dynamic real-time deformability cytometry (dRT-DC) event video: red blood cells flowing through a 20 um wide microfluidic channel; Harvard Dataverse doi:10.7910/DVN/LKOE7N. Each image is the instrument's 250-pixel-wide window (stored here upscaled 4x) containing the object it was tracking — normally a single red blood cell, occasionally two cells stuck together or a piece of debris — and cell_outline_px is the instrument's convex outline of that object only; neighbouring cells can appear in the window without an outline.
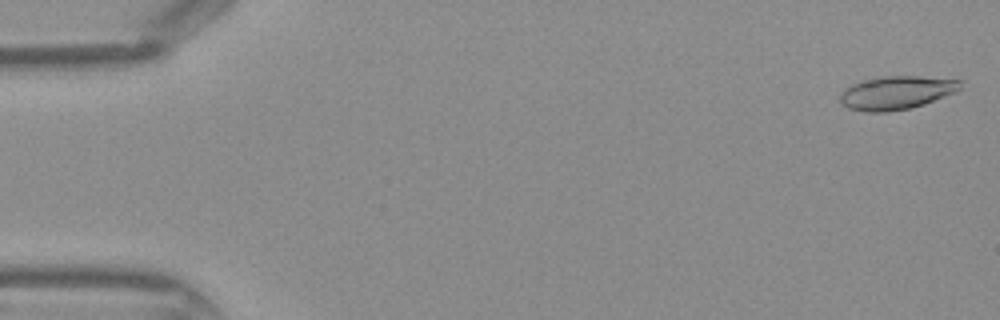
{"species": "Egyptian fruit bat (a non-hibernating species)", "species_latin": "Rousettus aegyptiacus", "temperature_condition": "warm", "stored_images_in_passage": 43, "camera_frame_rate_fps": 3000, "um_per_image_px": 0.085, "frame": {"image": 1, "passage_image": 1, "time_ms": 0.0, "image_size_px": [1000, 320], "cell_outline_px": [[964, 80], [960, 88], [956, 92], [924, 104], [912, 108], [888, 112], [864, 112], [848, 108], [840, 104], [840, 96], [844, 88], [860, 80], [884, 76], [920, 76]], "centroid_in_image_um": [76.19, 7.88], "position_along_channel_um": 8.8, "area_um2": 23.76}}
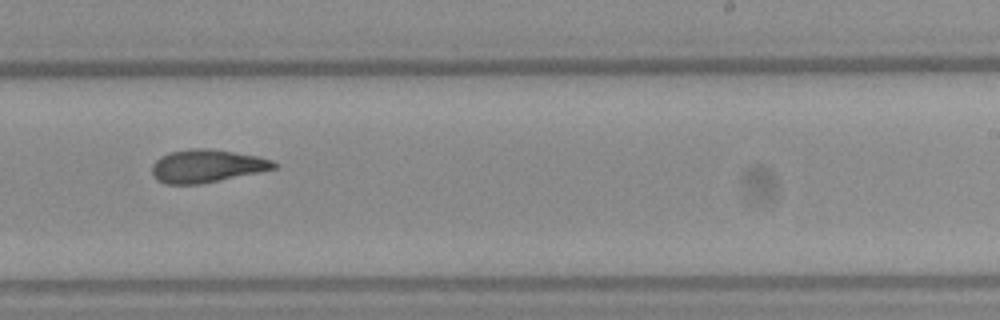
{"frame": {"image": 2, "passage_image": 27, "time_ms": 8.667, "image_size_px": [1000, 320], "cell_outline_px": [[276, 168], [260, 172], [200, 184], [164, 184], [156, 180], [152, 172], [152, 164], [160, 156], [168, 152], [192, 148], [208, 148], [256, 156], [272, 160], [276, 164]], "centroid_in_image_um": [17.52, 14.11], "position_along_channel_um": 271.5, "area_um2": 23.35}}
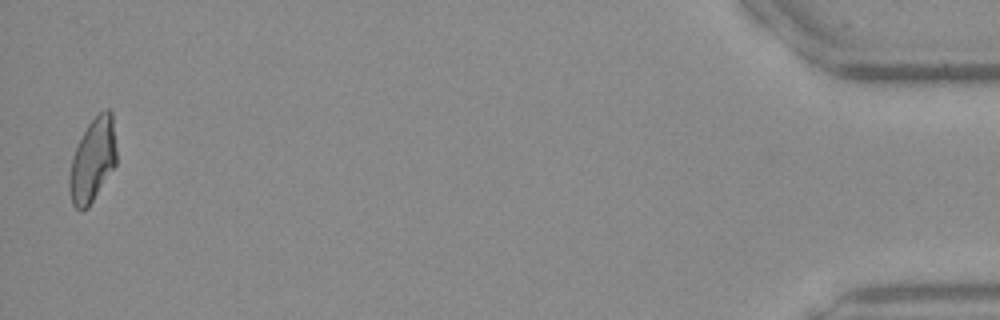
{"frame": {"image": 3, "passage_image": 43, "time_ms": 14.0, "image_size_px": [1000, 320], "cell_outline_px": [[116, 164], [88, 208], [80, 212], [72, 204], [68, 188], [68, 176], [72, 156], [88, 124], [104, 108], [108, 108], [112, 112], [116, 148]], "centroid_in_image_um": [7.86, 13.64], "position_along_channel_um": 427.3, "area_um2": 23.0}}